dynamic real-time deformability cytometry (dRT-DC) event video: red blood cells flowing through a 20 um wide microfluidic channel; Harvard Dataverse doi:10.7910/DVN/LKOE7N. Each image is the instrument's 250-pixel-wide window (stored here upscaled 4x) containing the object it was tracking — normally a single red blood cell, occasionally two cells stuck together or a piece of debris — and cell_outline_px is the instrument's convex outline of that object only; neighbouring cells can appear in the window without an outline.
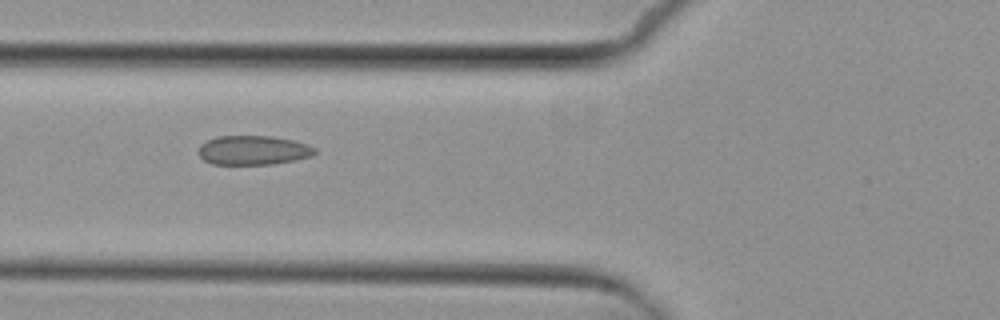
{"species": "common noctule bat (a hibernating species)", "species_latin": "Nyctalus noctula", "temperature_condition": "cold", "stored_images_in_passage": 9, "camera_frame_rate_fps": 3000, "um_per_image_px": 0.085, "animal": {"sex": "female", "body_mass_g": 29.2, "forearm_length_mm": 56.3}, "frame": {"image": 1, "passage_image": 7, "time_ms": 7.0, "image_size_px": [1000, 320], "cell_outline_px": [[316, 152], [312, 156], [296, 160], [272, 164], [212, 164], [204, 160], [196, 152], [200, 144], [216, 136], [272, 136], [292, 140], [308, 144], [316, 148]], "centroid_in_image_um": [21.51, 12.77], "position_along_channel_um": 104.3, "area_um2": 20.0}}
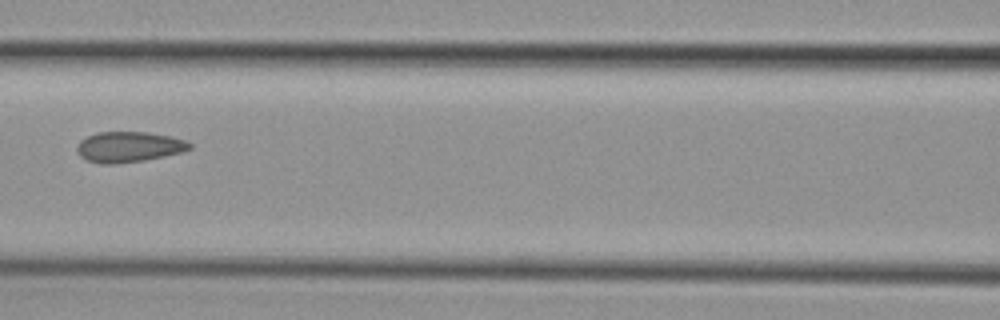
{"frame": {"image": 2, "passage_image": 8, "time_ms": 8.333, "image_size_px": [1000, 320], "cell_outline_px": [[192, 148], [180, 152], [164, 156], [144, 160], [116, 164], [100, 164], [88, 160], [80, 156], [76, 152], [76, 144], [80, 140], [96, 132], [148, 132], [172, 136], [184, 140], [192, 144]], "centroid_in_image_um": [10.92, 12.48], "position_along_channel_um": 155.7, "area_um2": 20.17}}
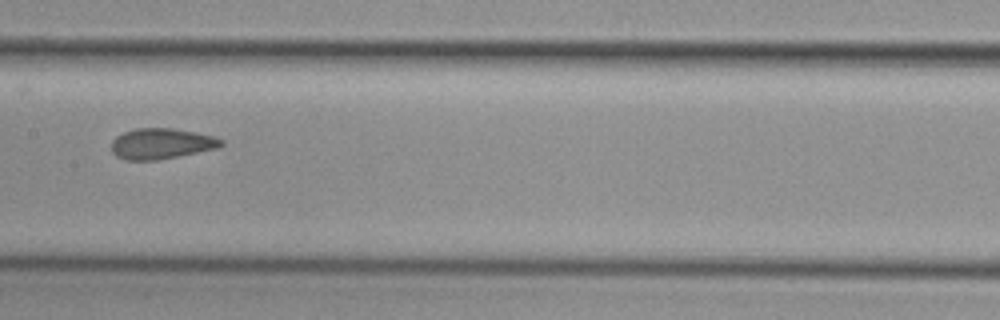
{"frame": {"image": 3, "passage_image": 9, "time_ms": 9.333, "image_size_px": [1000, 320], "cell_outline_px": [[224, 144], [216, 148], [156, 160], [124, 160], [116, 156], [112, 152], [112, 140], [116, 136], [124, 132], [136, 128], [172, 128], [196, 132], [212, 136], [224, 140]], "centroid_in_image_um": [13.68, 12.2], "position_along_channel_um": 193.7, "area_um2": 19.48}}